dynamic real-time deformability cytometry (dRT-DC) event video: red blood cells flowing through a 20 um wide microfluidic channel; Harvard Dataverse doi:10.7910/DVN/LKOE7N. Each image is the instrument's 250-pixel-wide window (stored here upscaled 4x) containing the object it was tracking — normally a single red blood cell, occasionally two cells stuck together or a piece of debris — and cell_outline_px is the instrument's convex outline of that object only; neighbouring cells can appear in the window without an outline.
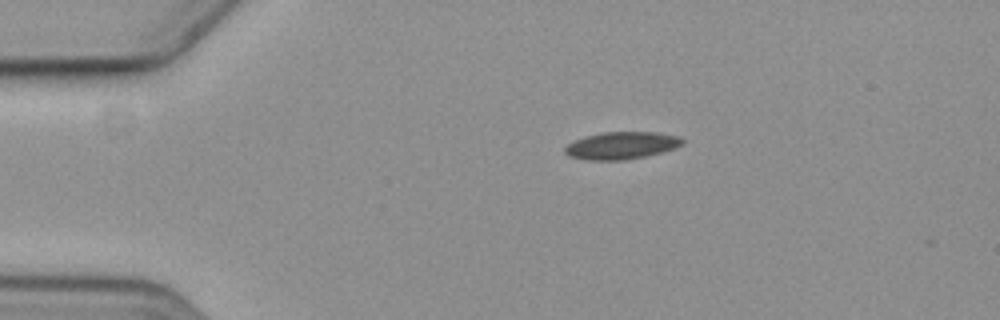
{"species": "common noctule bat (a hibernating species)", "species_latin": "Nyctalus noctula", "temperature_condition": "cold", "stored_images_in_passage": 3, "camera_frame_rate_fps": 3000, "um_per_image_px": 0.085, "animal": {"sex": "female", "body_mass_g": 19.3, "forearm_length_mm": 54.1}, "frame": {"image": 1, "passage_image": 1, "time_ms": 0.0, "image_size_px": [1000, 320], "cell_outline_px": [[684, 144], [676, 148], [644, 156], [624, 160], [588, 160], [568, 156], [564, 152], [564, 148], [572, 140], [584, 136], [604, 132], [656, 132], [680, 136], [684, 140]], "centroid_in_image_um": [52.81, 12.36], "position_along_channel_um": 32.2, "area_um2": 18.84}}